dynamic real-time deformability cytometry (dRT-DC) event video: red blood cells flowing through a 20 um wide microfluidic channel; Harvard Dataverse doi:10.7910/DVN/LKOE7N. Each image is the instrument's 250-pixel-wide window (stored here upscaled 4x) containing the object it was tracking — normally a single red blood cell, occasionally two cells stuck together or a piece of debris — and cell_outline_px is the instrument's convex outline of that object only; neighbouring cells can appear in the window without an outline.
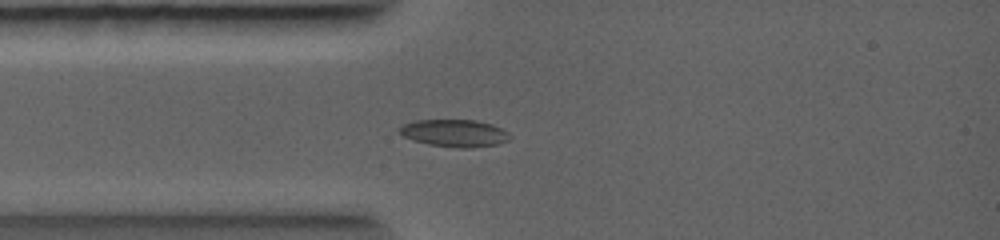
{"species": "common noctule bat (a hibernating species)", "species_latin": "Nyctalus noctula", "temperature_condition": "warm", "stored_images_in_passage": 4, "camera_frame_rate_fps": 5000, "um_per_image_px": 0.085, "animal": {"sex": "female", "body_mass_g": 19.0, "forearm_length_mm": 56.7}, "frame": {"image": 1, "passage_image": 4, "time_ms": 1.6, "image_size_px": [1000, 240], "cell_outline_px": [[504, 140], [492, 144], [468, 148], [456, 148], [428, 144], [404, 136], [400, 132], [400, 128], [404, 124], [420, 120], [472, 120], [488, 124], [500, 128], [504, 132]], "centroid_in_image_um": [38.51, 11.31], "position_along_channel_um": 46.5, "area_um2": 16.53}}